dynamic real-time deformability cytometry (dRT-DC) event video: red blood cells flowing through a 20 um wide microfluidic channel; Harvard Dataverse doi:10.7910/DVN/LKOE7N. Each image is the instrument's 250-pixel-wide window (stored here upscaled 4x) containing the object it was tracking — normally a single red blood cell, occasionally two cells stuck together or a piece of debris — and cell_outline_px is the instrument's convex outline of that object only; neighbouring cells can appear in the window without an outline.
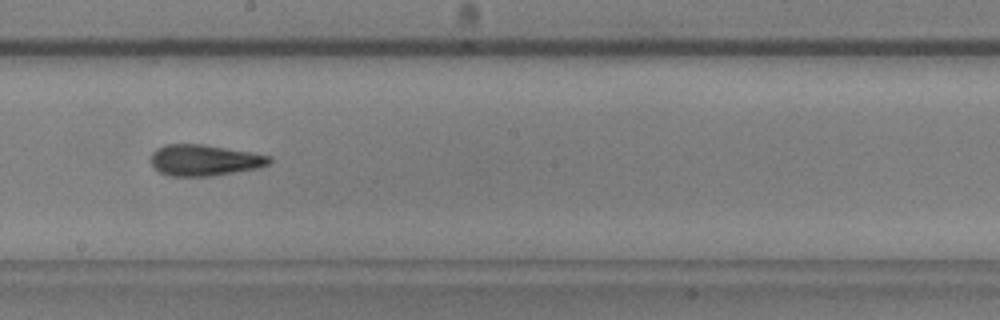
{"species": "common noctule bat (a hibernating species)", "species_latin": "Nyctalus noctula", "temperature_condition": "warm", "stored_images_in_passage": 22, "camera_frame_rate_fps": 3000, "um_per_image_px": 0.085, "animal": {"sex": "male", "body_mass_g": 20.5, "forearm_length_mm": 52.5}, "frame": {"image": 1, "passage_image": 16, "time_ms": 5.0, "image_size_px": [1000, 320], "cell_outline_px": [[272, 160], [268, 164], [256, 168], [212, 176], [172, 176], [160, 172], [148, 160], [152, 152], [156, 148], [164, 144], [204, 144], [252, 152], [272, 156]], "centroid_in_image_um": [17.35, 13.6], "position_along_channel_um": 230.9, "area_um2": 21.62}}